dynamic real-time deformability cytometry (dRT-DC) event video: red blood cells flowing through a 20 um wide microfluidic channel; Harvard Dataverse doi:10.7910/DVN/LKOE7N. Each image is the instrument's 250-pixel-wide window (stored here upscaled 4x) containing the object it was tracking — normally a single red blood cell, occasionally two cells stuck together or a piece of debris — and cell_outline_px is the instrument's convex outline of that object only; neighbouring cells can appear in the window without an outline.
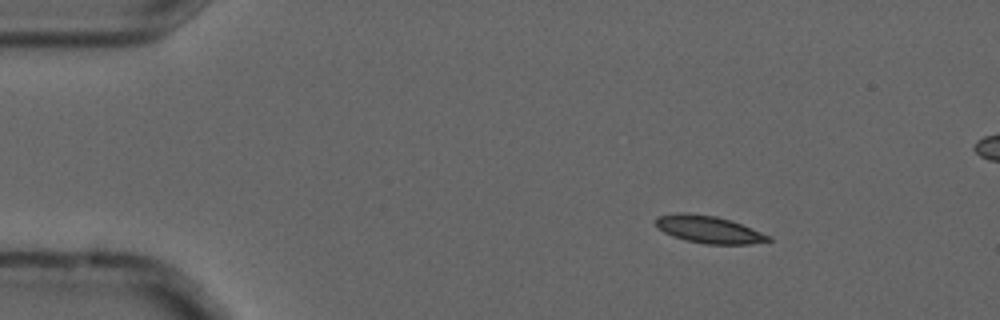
{"species": "common noctule bat (a hibernating species)", "species_latin": "Nyctalus noctula", "temperature_condition": "cold", "stored_images_in_passage": 4, "camera_frame_rate_fps": 3000, "um_per_image_px": 0.085, "animal": {"sex": "male", "forearm_length_mm": 52.5}, "frame": {"image": 1, "passage_image": 1, "time_ms": 0.0, "image_size_px": [1000, 320], "cell_outline_px": [[772, 240], [752, 244], [704, 244], [684, 240], [672, 236], [664, 232], [656, 224], [656, 216], [676, 212], [688, 212], [716, 216], [732, 220], [772, 236]], "centroid_in_image_um": [60.26, 19.49], "position_along_channel_um": 24.7, "area_um2": 18.21}}